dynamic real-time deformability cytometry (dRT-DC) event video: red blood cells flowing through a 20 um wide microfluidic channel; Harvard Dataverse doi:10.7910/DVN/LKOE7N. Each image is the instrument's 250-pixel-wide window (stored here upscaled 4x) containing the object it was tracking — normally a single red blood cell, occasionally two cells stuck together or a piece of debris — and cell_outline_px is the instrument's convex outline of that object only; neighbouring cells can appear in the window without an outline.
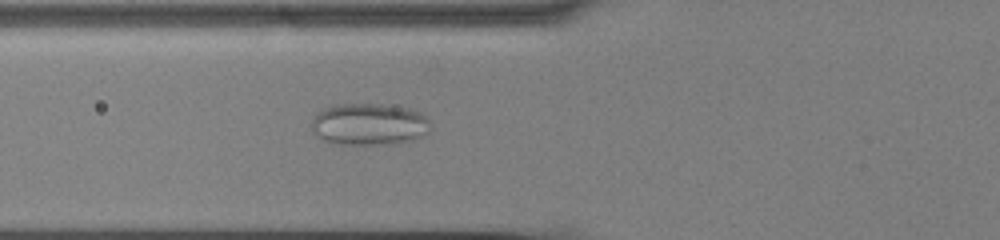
{"species": "common noctule bat (a hibernating species)", "species_latin": "Nyctalus noctula", "temperature_condition": "cold", "stored_images_in_passage": 51, "camera_frame_rate_fps": 3000, "um_per_image_px": 0.085, "animal": {"sex": "male", "body_mass_g": 13.0, "forearm_length_mm": 53.1}, "frame": {"image": 1, "passage_image": 16, "time_ms": 5.0, "image_size_px": [1000, 240], "cell_outline_px": [[432, 132], [412, 140], [396, 144], [340, 144], [324, 140], [312, 132], [312, 120], [324, 108], [336, 104], [388, 104], [412, 108], [420, 112], [428, 120], [432, 128]], "centroid_in_image_um": [31.44, 10.56], "position_along_channel_um": 94.4, "area_um2": 29.36}}
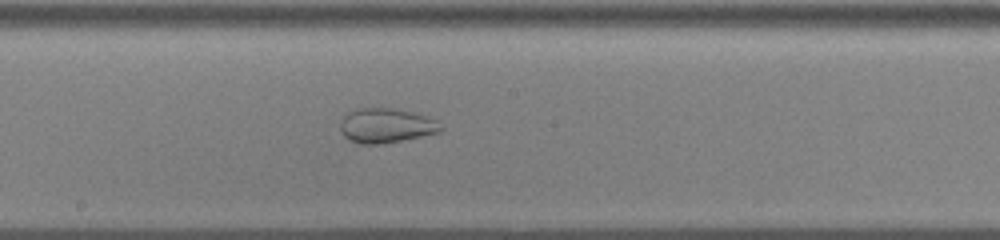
{"frame": {"image": 2, "passage_image": 26, "time_ms": 8.333, "image_size_px": [1000, 240], "cell_outline_px": [[444, 128], [440, 132], [380, 144], [360, 144], [344, 136], [340, 128], [340, 124], [344, 116], [348, 112], [360, 108], [392, 108], [412, 112], [436, 120]], "centroid_in_image_um": [32.81, 10.67], "position_along_channel_um": 215.4, "area_um2": 19.94}}
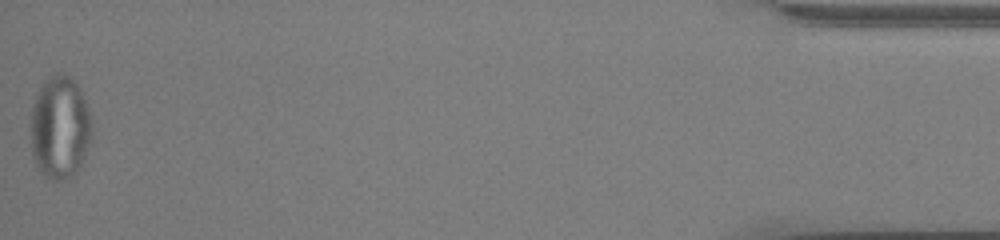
{"frame": {"image": 3, "passage_image": 51, "time_ms": 16.667, "image_size_px": [1000, 240], "cell_outline_px": [[92, 136], [84, 156], [76, 172], [72, 176], [64, 180], [52, 180], [44, 176], [36, 164], [32, 156], [32, 108], [36, 96], [44, 80], [56, 72], [60, 72], [68, 76], [76, 84], [92, 116]], "centroid_in_image_um": [5.1, 10.85], "position_along_channel_um": 430.1, "area_um2": 36.41}}